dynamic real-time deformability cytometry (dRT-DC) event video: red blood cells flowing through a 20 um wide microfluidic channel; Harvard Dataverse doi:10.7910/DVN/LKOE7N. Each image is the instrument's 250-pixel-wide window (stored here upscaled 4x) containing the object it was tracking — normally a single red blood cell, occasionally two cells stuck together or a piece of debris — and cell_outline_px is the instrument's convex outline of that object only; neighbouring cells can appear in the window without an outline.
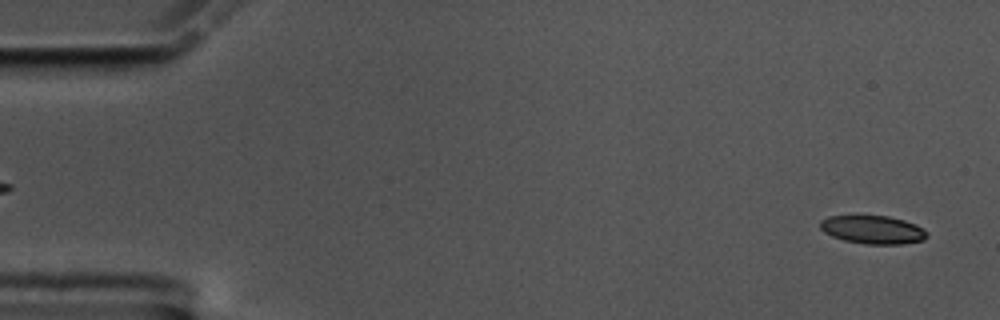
{"species": "common noctule bat (a hibernating species)", "species_latin": "Nyctalus noctula", "temperature_condition": "cold", "stored_images_in_passage": 57, "camera_frame_rate_fps": 3000, "um_per_image_px": 0.085, "animal": {"sex": "male", "body_mass_g": 17.5, "forearm_length_mm": 52.3}, "frame": {"image": 1, "passage_image": 2, "time_ms": 0.333, "image_size_px": [1000, 320], "cell_outline_px": [[928, 236], [924, 240], [900, 244], [864, 244], [844, 240], [832, 236], [824, 232], [820, 228], [820, 220], [828, 216], [888, 216], [904, 220], [916, 224], [924, 228], [928, 232]], "centroid_in_image_um": [74.21, 19.52], "position_along_channel_um": 10.8, "area_um2": 17.69}}
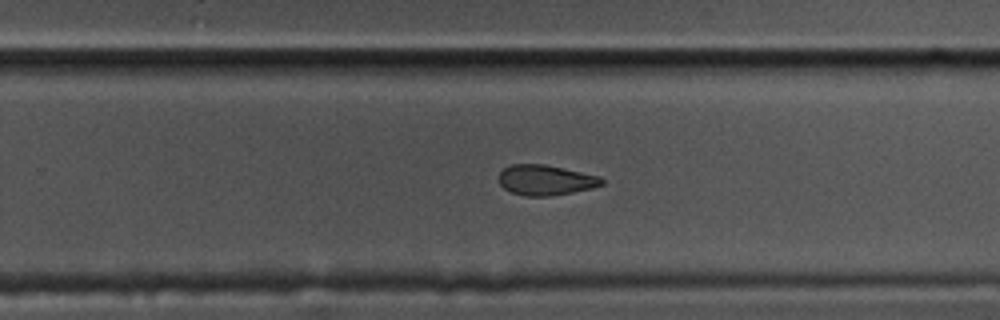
{"frame": {"image": 2, "passage_image": 36, "time_ms": 11.667, "image_size_px": [1000, 320], "cell_outline_px": [[604, 184], [592, 188], [572, 192], [548, 196], [524, 196], [512, 192], [504, 188], [500, 184], [500, 172], [504, 168], [512, 164], [544, 164], [600, 176], [604, 180]], "centroid_in_image_um": [46.39, 15.3], "position_along_channel_um": 283.4, "area_um2": 18.03}}
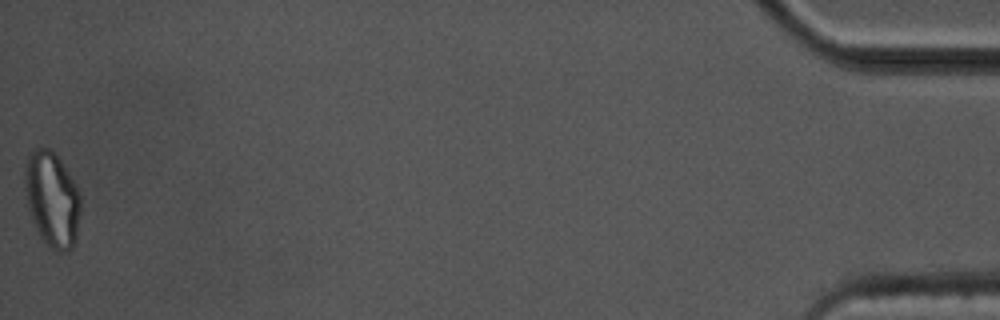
{"frame": {"image": 3, "passage_image": 57, "time_ms": 18.667, "image_size_px": [1000, 320], "cell_outline_px": [[80, 212], [76, 240], [72, 248], [68, 252], [60, 252], [52, 248], [40, 236], [32, 220], [28, 208], [24, 188], [24, 168], [28, 156], [36, 148], [52, 148], [56, 152], [80, 192]], "centroid_in_image_um": [4.43, 16.92], "position_along_channel_um": 430.8, "area_um2": 31.15}, "authors_computed_cell_mechanics": {"area_um2": 19.4208, "velocity_mm_per_s": 3.4996, "shape_relaxation_time_tau1_ms": 5.2438, "shape_relaxation_time_tau2_ms": 3.6909, "deformation_change_tau1": 0.1588, "deformation_change_tau2": 0.0998}}